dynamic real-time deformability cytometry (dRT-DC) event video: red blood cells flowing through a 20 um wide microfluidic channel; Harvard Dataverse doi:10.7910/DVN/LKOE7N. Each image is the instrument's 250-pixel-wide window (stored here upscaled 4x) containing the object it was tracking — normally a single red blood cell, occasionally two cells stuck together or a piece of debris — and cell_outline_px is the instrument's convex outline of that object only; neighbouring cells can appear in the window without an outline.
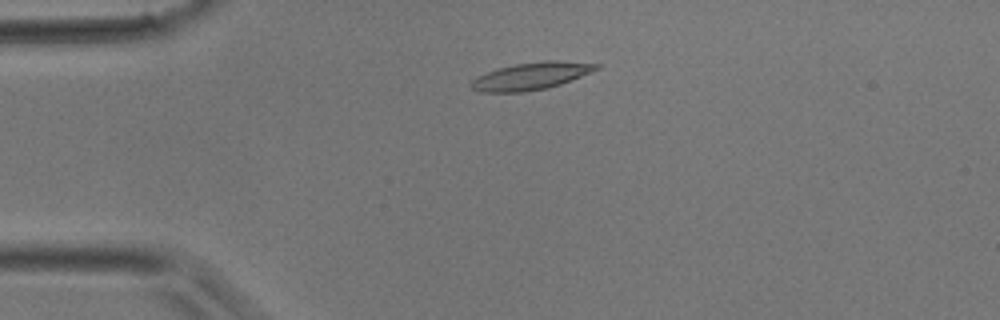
{"species": "common noctule bat (a hibernating species)", "species_latin": "Nyctalus noctula", "temperature_condition": "room temperature", "stored_images_in_passage": 38, "camera_frame_rate_fps": 3000, "um_per_image_px": 0.085, "animal": {"sex": "male", "body_mass_g": 17.9}, "frame": {"image": 1, "passage_image": 6, "time_ms": 1.667, "image_size_px": [1000, 320], "cell_outline_px": [[600, 68], [592, 72], [560, 84], [548, 88], [520, 92], [480, 92], [472, 88], [472, 80], [476, 76], [500, 68], [516, 64], [548, 60], [556, 60], [600, 64]], "centroid_in_image_um": [45.17, 6.46], "position_along_channel_um": 39.8, "area_um2": 19.65}}
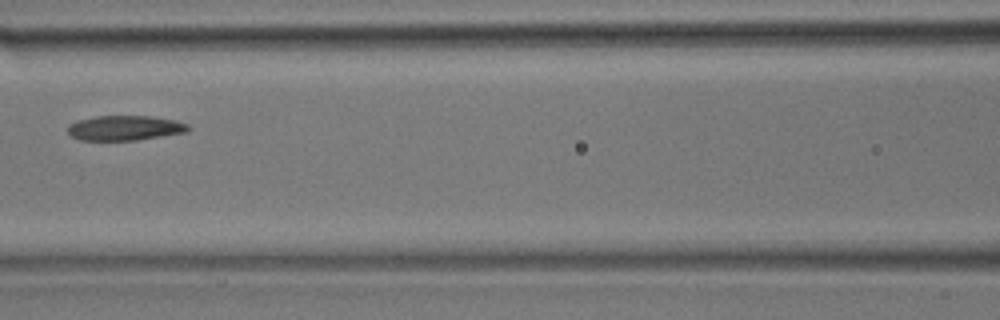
{"frame": {"image": 2, "passage_image": 15, "time_ms": 4.667, "image_size_px": [1000, 320], "cell_outline_px": [[192, 128], [188, 132], [136, 140], [80, 140], [72, 136], [68, 132], [68, 124], [76, 120], [96, 116], [148, 116], [176, 120], [188, 124]], "centroid_in_image_um": [10.63, 10.87], "position_along_channel_um": 156.0, "area_um2": 17.57}}
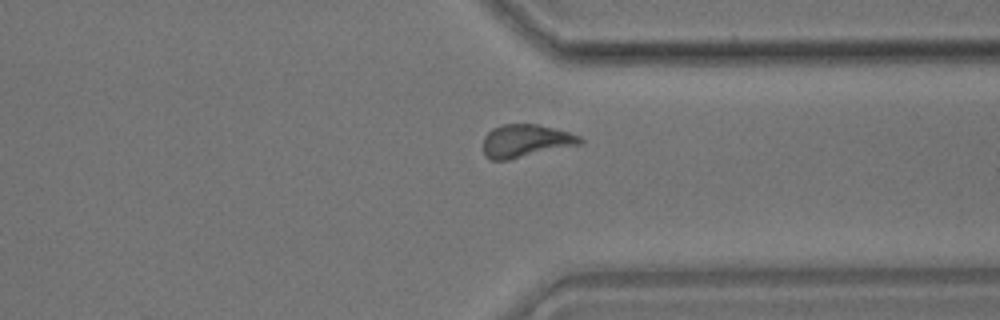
{"frame": {"image": 3, "passage_image": 28, "time_ms": 9.0, "image_size_px": [1000, 320], "cell_outline_px": [[584, 144], [508, 160], [492, 160], [484, 156], [484, 136], [492, 128], [504, 124], [536, 124], [568, 132], [580, 136], [584, 140]], "centroid_in_image_um": [44.7, 11.99], "position_along_channel_um": 366.7, "area_um2": 18.67}}